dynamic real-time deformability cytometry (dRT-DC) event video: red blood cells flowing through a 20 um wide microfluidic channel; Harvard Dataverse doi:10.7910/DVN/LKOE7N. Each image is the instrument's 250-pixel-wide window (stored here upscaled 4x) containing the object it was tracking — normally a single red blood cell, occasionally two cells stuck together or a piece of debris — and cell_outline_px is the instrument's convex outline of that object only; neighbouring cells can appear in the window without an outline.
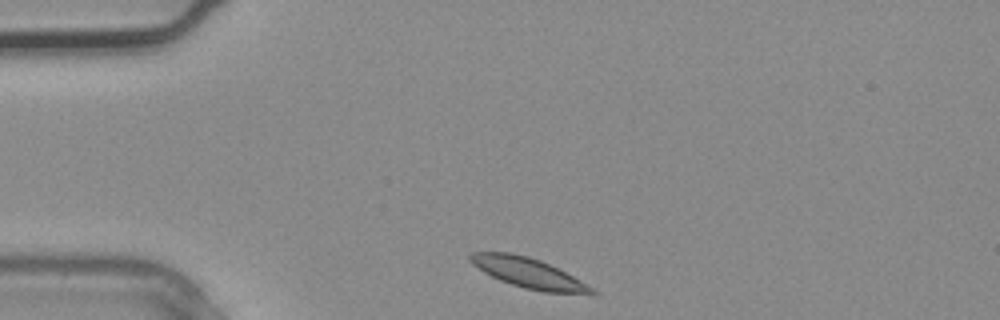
{"species": "common noctule bat (a hibernating species)", "species_latin": "Nyctalus noctula", "temperature_condition": "warm", "stored_images_in_passage": 1, "camera_frame_rate_fps": 3000, "um_per_image_px": 0.085, "animal": {"sex": "male", "body_mass_g": 20.4}, "frame": {"image": 1, "passage_image": 1, "time_ms": 0.0, "image_size_px": [1000, 320], "cell_outline_px": [[596, 296], [544, 292], [524, 288], [500, 280], [484, 272], [472, 264], [468, 260], [468, 256], [472, 252], [512, 252], [528, 256], [540, 260], [580, 280], [592, 288], [596, 292]], "centroid_in_image_um": [44.94, 23.22], "position_along_channel_um": 40.1, "area_um2": 21.39}}